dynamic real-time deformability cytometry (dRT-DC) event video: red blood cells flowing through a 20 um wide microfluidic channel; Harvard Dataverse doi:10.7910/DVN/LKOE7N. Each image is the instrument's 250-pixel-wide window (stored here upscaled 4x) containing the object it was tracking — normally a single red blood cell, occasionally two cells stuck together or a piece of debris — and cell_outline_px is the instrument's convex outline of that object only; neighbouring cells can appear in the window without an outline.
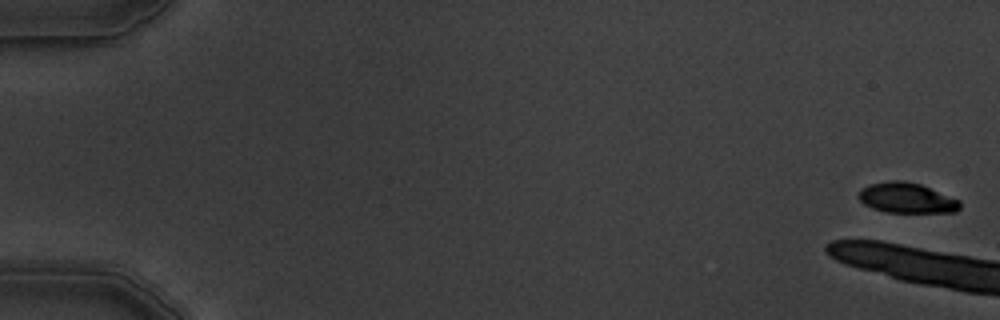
{"species": "common noctule bat (a hibernating species)", "species_latin": "Nyctalus noctula", "temperature_condition": "warm", "stored_images_in_passage": 10, "camera_frame_rate_fps": 3000, "um_per_image_px": 0.085, "animal": {"sex": "male", "body_mass_g": 19.5, "forearm_length_mm": 54.6}, "frame": {"image": 1, "passage_image": 1, "time_ms": 0.0, "image_size_px": [1000, 320], "cell_outline_px": [[960, 208], [956, 212], [888, 212], [872, 208], [864, 204], [856, 196], [860, 188], [872, 184], [888, 180], [904, 180], [920, 184], [960, 200]], "centroid_in_image_um": [77.04, 16.82], "position_along_channel_um": 8.0, "area_um2": 17.92}}